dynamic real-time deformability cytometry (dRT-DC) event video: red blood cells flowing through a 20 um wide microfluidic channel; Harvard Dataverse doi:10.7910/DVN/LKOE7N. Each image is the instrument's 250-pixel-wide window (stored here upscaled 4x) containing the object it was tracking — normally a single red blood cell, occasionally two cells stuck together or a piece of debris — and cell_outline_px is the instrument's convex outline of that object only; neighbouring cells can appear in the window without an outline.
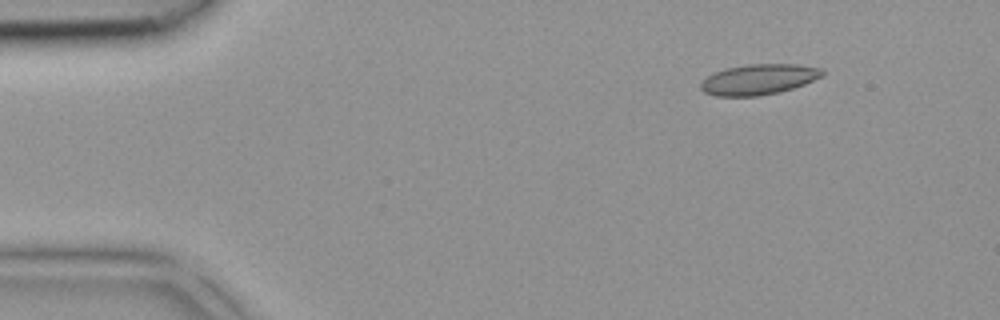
{"species": "common noctule bat (a hibernating species)", "species_latin": "Nyctalus noctula", "temperature_condition": "room temperature", "stored_images_in_passage": 38, "camera_frame_rate_fps": 3000, "um_per_image_px": 0.085, "animal": {"sex": "female", "body_mass_g": 18.4}, "frame": {"image": 1, "passage_image": 1, "time_ms": 0.0, "image_size_px": [1000, 320], "cell_outline_px": [[824, 72], [820, 76], [804, 84], [792, 88], [760, 96], [716, 96], [704, 92], [700, 88], [700, 84], [708, 76], [724, 68], [748, 64], [796, 64], [824, 68]], "centroid_in_image_um": [64.47, 6.74], "position_along_channel_um": 20.5, "area_um2": 21.44}}
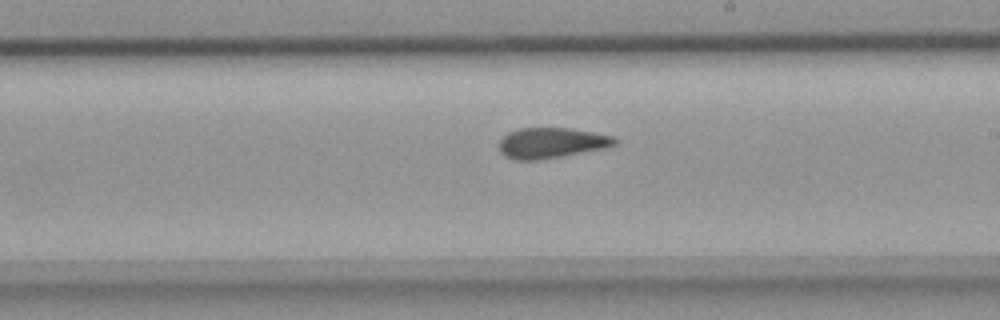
{"frame": {"image": 2, "passage_image": 20, "time_ms": 6.333, "image_size_px": [1000, 320], "cell_outline_px": [[616, 144], [604, 148], [564, 156], [536, 160], [516, 160], [504, 156], [500, 152], [500, 140], [508, 132], [520, 128], [572, 128], [612, 136], [616, 140]], "centroid_in_image_um": [46.84, 12.15], "position_along_channel_um": 242.2, "area_um2": 20.46}}
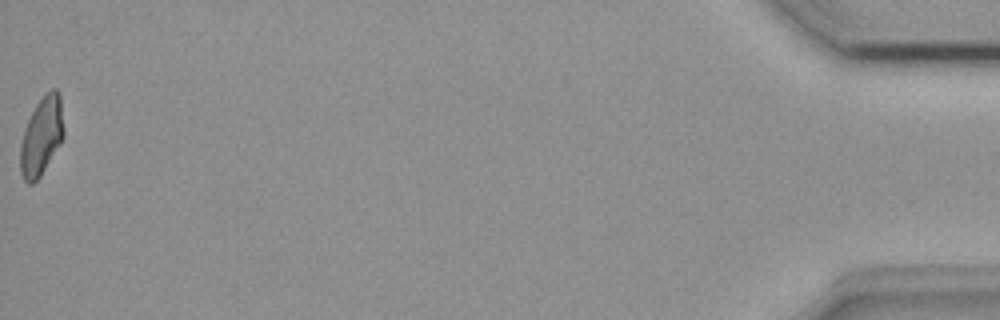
{"frame": {"image": 3, "passage_image": 38, "time_ms": 12.333, "image_size_px": [1000, 320], "cell_outline_px": [[64, 136], [60, 144], [40, 176], [32, 184], [28, 184], [24, 180], [20, 172], [20, 144], [24, 128], [36, 104], [44, 92], [52, 88], [56, 88], [60, 92], [64, 128]], "centroid_in_image_um": [3.54, 11.53], "position_along_channel_um": 431.7, "area_um2": 20.06}}